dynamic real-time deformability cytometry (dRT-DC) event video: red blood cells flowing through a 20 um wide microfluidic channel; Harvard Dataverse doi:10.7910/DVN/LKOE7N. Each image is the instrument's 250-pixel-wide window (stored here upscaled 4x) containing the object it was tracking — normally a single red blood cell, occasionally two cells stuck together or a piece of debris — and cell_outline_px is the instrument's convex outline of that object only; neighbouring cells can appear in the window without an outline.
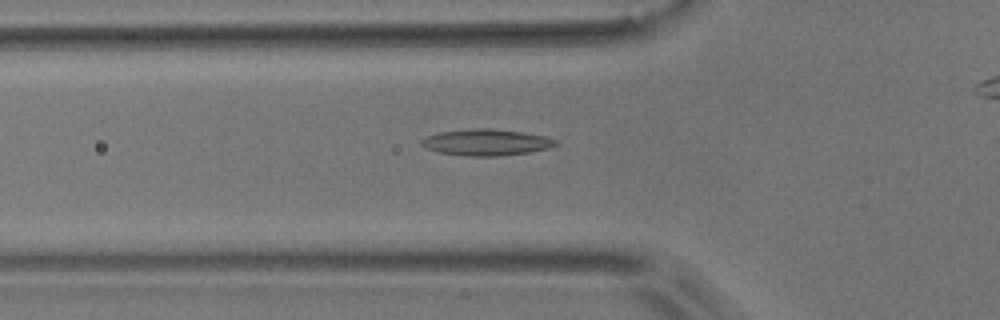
{"species": "common noctule bat (a hibernating species)", "species_latin": "Nyctalus noctula", "temperature_condition": "room temperature", "stored_images_in_passage": 41, "camera_frame_rate_fps": 3000, "um_per_image_px": 0.085, "animal": {"sex": "male", "body_mass_g": 17.9}, "frame": {"image": 1, "passage_image": 12, "time_ms": 3.667, "image_size_px": [1000, 320], "cell_outline_px": [[560, 144], [548, 148], [528, 152], [500, 156], [468, 156], [440, 152], [428, 148], [420, 144], [420, 140], [428, 136], [440, 132], [472, 128], [492, 128], [524, 132], [544, 136], [556, 140]], "centroid_in_image_um": [41.36, 12.09], "position_along_channel_um": 84.4, "area_um2": 20.52}}
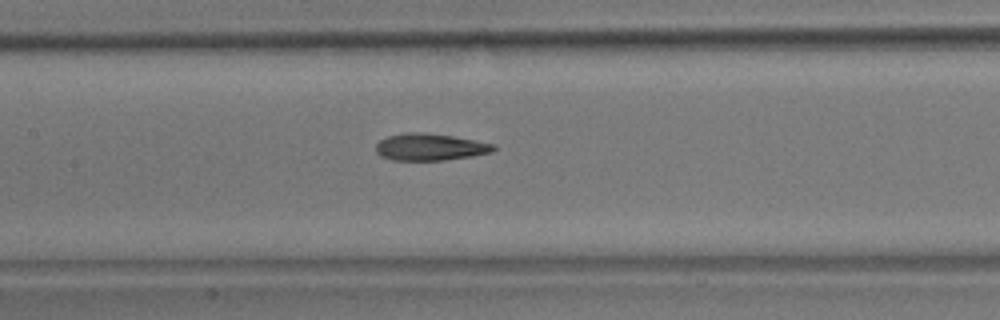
{"frame": {"image": 2, "passage_image": 19, "time_ms": 6.0, "image_size_px": [1000, 320], "cell_outline_px": [[496, 148], [492, 152], [472, 156], [444, 160], [392, 160], [380, 156], [376, 152], [376, 144], [380, 140], [388, 136], [404, 132], [428, 132], [452, 136], [492, 144]], "centroid_in_image_um": [36.5, 12.49], "position_along_channel_um": 170.9, "area_um2": 18.44}}
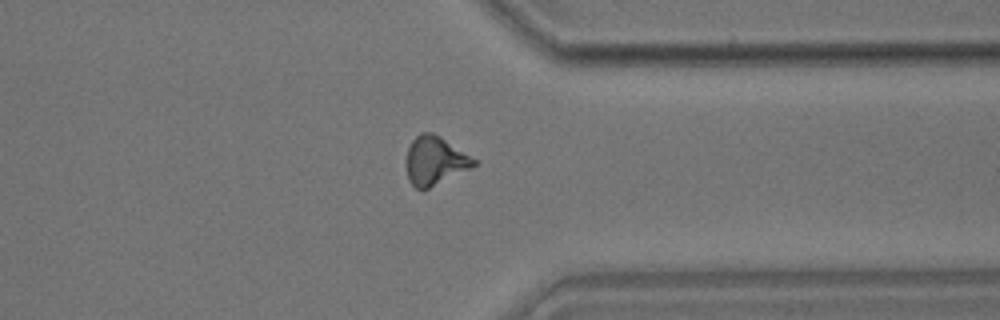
{"frame": {"image": 3, "passage_image": 36, "time_ms": 11.667, "image_size_px": [1000, 320], "cell_outline_px": [[480, 164], [428, 188], [416, 188], [408, 180], [408, 148], [412, 140], [420, 132], [432, 132], [440, 136], [480, 160]], "centroid_in_image_um": [37.05, 13.63], "position_along_channel_um": 374.3, "area_um2": 19.07}}